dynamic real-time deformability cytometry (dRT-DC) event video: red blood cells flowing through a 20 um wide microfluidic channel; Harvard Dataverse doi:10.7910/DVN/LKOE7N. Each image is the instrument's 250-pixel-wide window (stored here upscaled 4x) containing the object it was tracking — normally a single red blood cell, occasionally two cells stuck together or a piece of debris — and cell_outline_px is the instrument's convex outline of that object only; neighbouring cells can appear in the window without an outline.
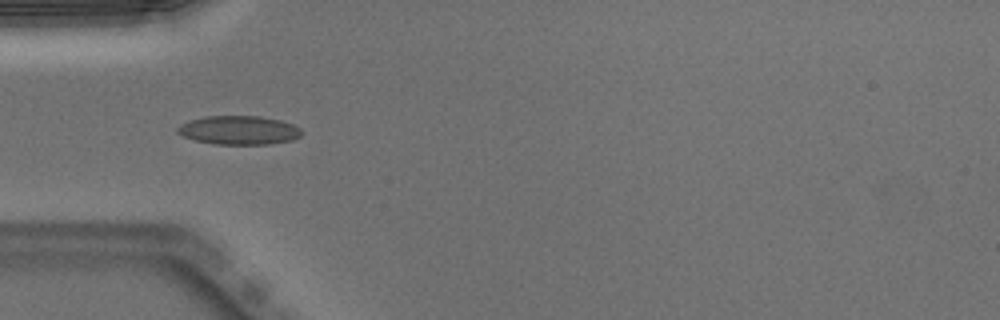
{"species": "Egyptian fruit bat (a non-hibernating species)", "species_latin": "Rousettus aegyptiacus", "temperature_condition": "warm", "stored_images_in_passage": 16, "camera_frame_rate_fps": 3000, "um_per_image_px": 0.085, "animal": {"sex": "male"}, "frame": {"image": 1, "passage_image": 3, "time_ms": 0.667, "image_size_px": [1000, 320], "cell_outline_px": [[300, 136], [292, 140], [268, 144], [216, 144], [196, 140], [184, 136], [176, 132], [176, 128], [180, 124], [192, 120], [208, 116], [260, 116], [280, 120], [292, 124], [300, 128]], "centroid_in_image_um": [20.3, 11.06], "position_along_channel_um": 64.7, "area_um2": 20.58}}